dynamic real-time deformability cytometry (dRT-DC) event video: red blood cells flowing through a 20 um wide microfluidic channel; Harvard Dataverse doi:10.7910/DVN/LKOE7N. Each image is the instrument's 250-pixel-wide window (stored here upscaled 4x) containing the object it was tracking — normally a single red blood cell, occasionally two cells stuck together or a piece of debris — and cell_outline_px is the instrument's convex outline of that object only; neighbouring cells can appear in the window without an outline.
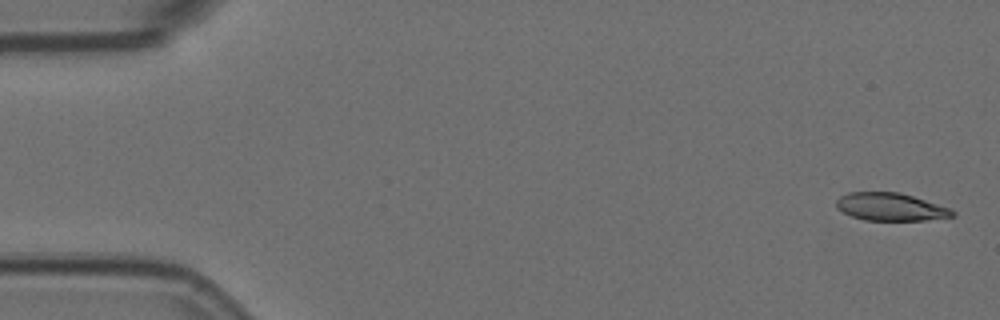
{"species": "Egyptian fruit bat (a non-hibernating species)", "species_latin": "Rousettus aegyptiacus", "temperature_condition": "room temperature", "stored_images_in_passage": 5, "camera_frame_rate_fps": 3000, "um_per_image_px": 0.085, "animal": {"sex": "female"}, "frame": {"image": 1, "passage_image": 1, "time_ms": 0.0, "image_size_px": [1000, 320], "cell_outline_px": [[956, 216], [924, 220], [864, 220], [852, 216], [836, 208], [836, 200], [840, 196], [848, 192], [900, 192], [952, 208], [956, 212]], "centroid_in_image_um": [75.73, 17.58], "position_along_channel_um": 9.3, "area_um2": 18.9}}
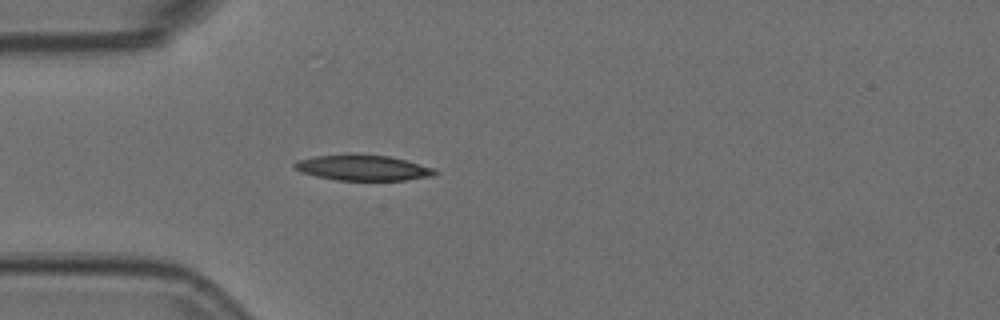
{"frame": {"image": 2, "passage_image": 5, "time_ms": 1.333, "image_size_px": [1000, 320], "cell_outline_px": [[436, 176], [404, 180], [336, 180], [316, 176], [300, 172], [292, 164], [296, 160], [312, 156], [344, 152], [352, 152], [388, 156], [404, 160], [432, 168], [436, 172]], "centroid_in_image_um": [30.75, 14.23], "position_along_channel_um": 54.3, "area_um2": 21.39}}